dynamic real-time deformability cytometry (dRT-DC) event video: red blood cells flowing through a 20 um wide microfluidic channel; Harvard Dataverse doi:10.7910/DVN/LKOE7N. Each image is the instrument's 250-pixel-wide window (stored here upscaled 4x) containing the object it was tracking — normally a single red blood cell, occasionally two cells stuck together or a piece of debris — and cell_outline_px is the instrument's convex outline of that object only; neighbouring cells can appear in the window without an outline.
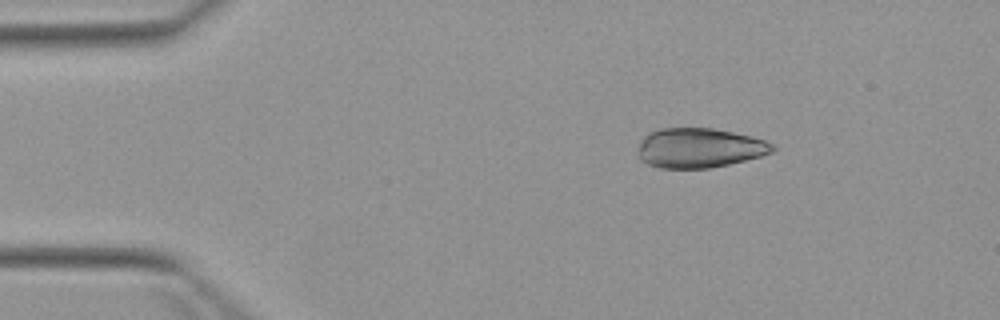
{"species": "Egyptian fruit bat (a non-hibernating species)", "species_latin": "Rousettus aegyptiacus", "temperature_condition": "warm", "stored_images_in_passage": 5, "camera_frame_rate_fps": 3000, "um_per_image_px": 0.085, "animal": {"sex": "female"}, "frame": {"image": 1, "passage_image": 5, "time_ms": 6.333, "image_size_px": [1000, 320], "cell_outline_px": [[776, 148], [772, 152], [760, 156], [712, 168], [660, 168], [648, 164], [640, 160], [636, 152], [644, 136], [660, 128], [712, 128], [752, 136], [764, 140], [772, 144]], "centroid_in_image_um": [59.42, 12.58], "position_along_channel_um": 25.6, "area_um2": 31.04}}